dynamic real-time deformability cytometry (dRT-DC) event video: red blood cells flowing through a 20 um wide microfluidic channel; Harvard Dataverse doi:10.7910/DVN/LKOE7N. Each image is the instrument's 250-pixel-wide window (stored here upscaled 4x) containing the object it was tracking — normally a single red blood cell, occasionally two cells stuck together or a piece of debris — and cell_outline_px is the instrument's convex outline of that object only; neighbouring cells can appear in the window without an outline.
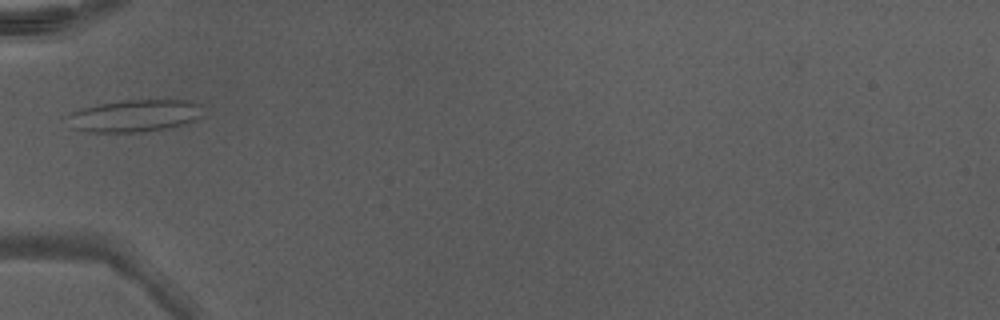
{"species": "Egyptian fruit bat (a non-hibernating species)", "species_latin": "Rousettus aegyptiacus", "temperature_condition": "warm", "stored_images_in_passage": 3, "camera_frame_rate_fps": 3000, "um_per_image_px": 0.085, "animal": {"sex": "male"}, "frame": {"image": 1, "passage_image": 1, "time_ms": 0.0, "image_size_px": [1000, 320], "cell_outline_px": [[200, 116], [192, 120], [180, 124], [164, 128], [140, 132], [92, 132], [72, 128], [68, 116], [72, 112], [84, 108], [100, 104], [124, 100], [192, 100], [200, 104]], "centroid_in_image_um": [11.43, 9.83], "position_along_channel_um": 73.6, "area_um2": 24.8}}